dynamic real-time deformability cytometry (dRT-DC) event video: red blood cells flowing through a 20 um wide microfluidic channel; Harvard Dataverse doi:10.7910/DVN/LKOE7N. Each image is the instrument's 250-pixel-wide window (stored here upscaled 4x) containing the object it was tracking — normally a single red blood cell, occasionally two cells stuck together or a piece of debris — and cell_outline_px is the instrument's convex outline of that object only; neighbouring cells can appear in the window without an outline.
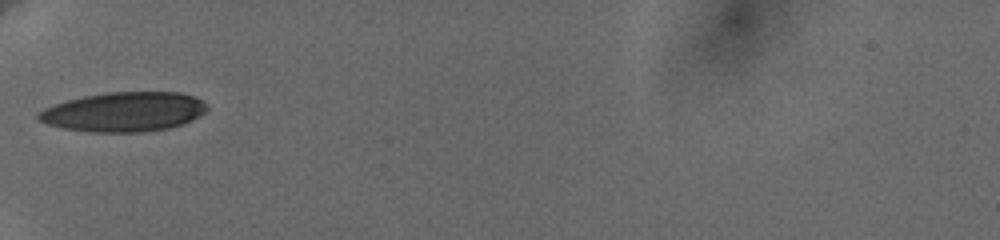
{"species": "human", "species_latin": "Homo sapiens", "temperature_condition": "cold", "stored_images_in_passage": 32, "camera_frame_rate_fps": 3000, "um_per_image_px": 0.085, "donor": {"sex": "female"}, "frame": {"image": 1, "passage_image": 1, "time_ms": 0.0, "image_size_px": [1000, 240], "cell_outline_px": [[208, 108], [204, 112], [192, 120], [184, 124], [168, 128], [144, 132], [92, 132], [64, 128], [48, 124], [40, 120], [36, 116], [44, 108], [68, 100], [84, 96], [104, 92], [180, 92], [192, 96], [200, 100]], "centroid_in_image_um": [10.54, 9.51], "position_along_channel_um": 74.5, "area_um2": 38.55}}
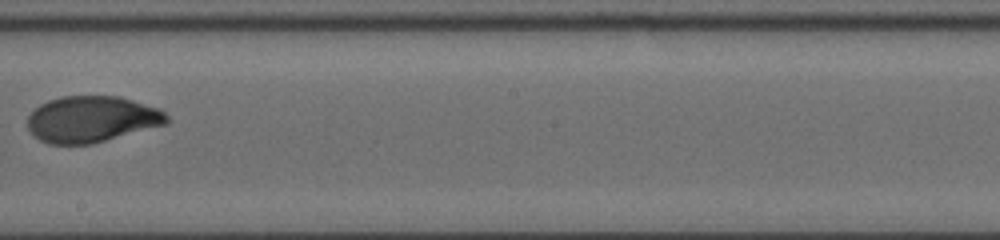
{"frame": {"image": 2, "passage_image": 13, "time_ms": 4.667, "image_size_px": [1000, 240], "cell_outline_px": [[172, 120], [168, 124], [92, 144], [48, 144], [40, 140], [28, 128], [28, 116], [40, 104], [48, 100], [60, 96], [120, 96], [160, 108]], "centroid_in_image_um": [7.85, 10.13], "position_along_channel_um": 240.4, "area_um2": 37.8}}
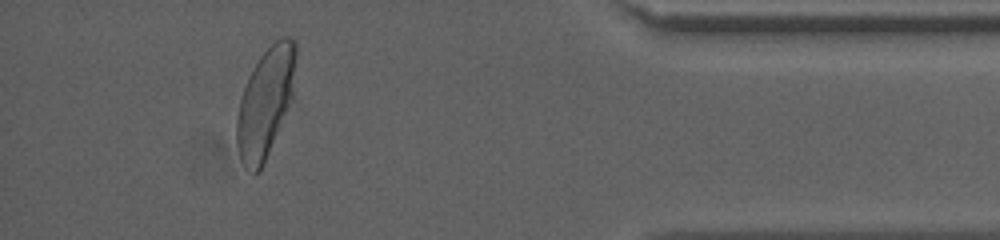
{"frame": {"image": 3, "passage_image": 28, "time_ms": 10.333, "image_size_px": [1000, 240], "cell_outline_px": [[296, 56], [292, 96], [288, 108], [264, 164], [260, 172], [252, 172], [244, 168], [240, 160], [236, 144], [236, 120], [240, 100], [248, 76], [260, 56], [276, 40], [284, 36], [288, 36], [296, 40]], "centroid_in_image_um": [22.54, 8.74], "position_along_channel_um": 412.7, "area_um2": 37.51}, "authors_computed_cell_mechanics": {"area_um2": 38.0902, "velocity_mm_per_s": 3.6254, "shape_relaxation_time_tau1_ms": 3.964, "shape_relaxation_time_tau2_ms": null, "deformation_change_tau1": 0.1691, "deformation_change_tau2": null}}